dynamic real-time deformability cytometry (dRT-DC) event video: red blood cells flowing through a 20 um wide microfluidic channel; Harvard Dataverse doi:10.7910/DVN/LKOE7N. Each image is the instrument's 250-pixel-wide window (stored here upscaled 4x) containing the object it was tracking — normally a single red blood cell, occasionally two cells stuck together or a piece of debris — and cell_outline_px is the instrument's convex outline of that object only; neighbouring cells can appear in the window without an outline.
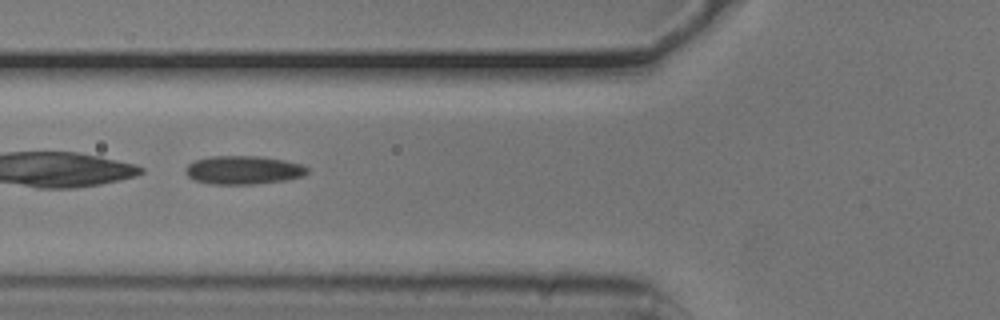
{"species": "common noctule bat (a hibernating species)", "species_latin": "Nyctalus noctula", "temperature_condition": "cold", "stored_images_in_passage": 36, "camera_frame_rate_fps": 3000, "um_per_image_px": 0.085, "animal": {"sex": "male", "body_mass_g": 20.5, "forearm_length_mm": 52.5}, "frame": {"image": 1, "passage_image": 6, "time_ms": 1.667, "image_size_px": [1000, 320], "cell_outline_px": [[308, 172], [304, 176], [288, 180], [256, 184], [212, 184], [196, 180], [188, 176], [184, 172], [184, 168], [188, 164], [196, 160], [208, 156], [260, 156], [284, 160], [304, 164], [308, 168]], "centroid_in_image_um": [20.72, 14.45], "position_along_channel_um": 105.1, "area_um2": 20.46}}
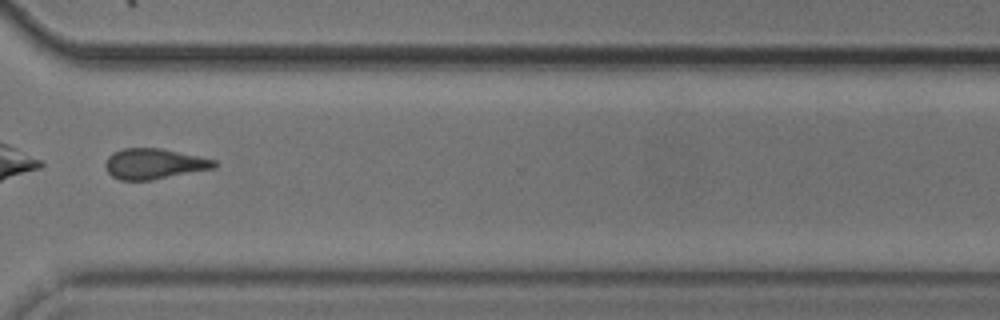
{"frame": {"image": 2, "passage_image": 26, "time_ms": 8.333, "image_size_px": [1000, 320], "cell_outline_px": [[216, 168], [152, 180], [120, 180], [112, 176], [108, 172], [104, 164], [108, 156], [112, 152], [124, 148], [160, 148], [216, 160]], "centroid_in_image_um": [13.08, 13.93], "position_along_channel_um": 357.5, "area_um2": 19.36}, "authors_computed_cell_mechanics": {"area_um2": 20.23, "velocity_mm_per_s": 3.7862, "shape_relaxation_time_tau1_ms": 5.3259, "shape_relaxation_time_tau2_ms": 5.1016, "deformation_change_tau1": 0.073, "deformation_change_tau2": 0.1224}}